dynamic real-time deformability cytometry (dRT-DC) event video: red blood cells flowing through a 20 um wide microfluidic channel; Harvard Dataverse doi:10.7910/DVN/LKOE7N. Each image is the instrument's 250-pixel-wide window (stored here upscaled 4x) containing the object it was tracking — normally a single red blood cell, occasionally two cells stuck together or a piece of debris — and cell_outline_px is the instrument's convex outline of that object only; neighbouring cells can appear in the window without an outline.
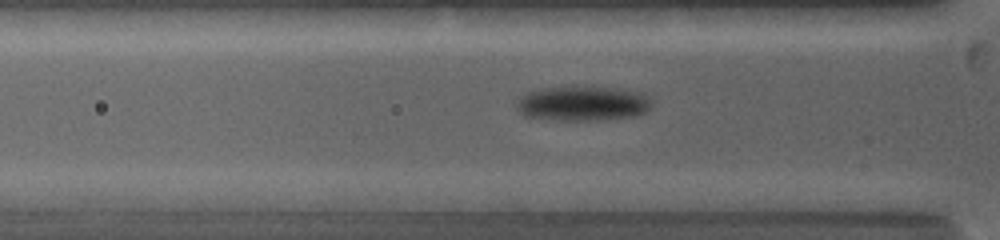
{"species": "common noctule bat (a hibernating species)", "species_latin": "Nyctalus noctula", "temperature_condition": "warm", "stored_images_in_passage": 29, "camera_frame_rate_fps": 5000, "um_per_image_px": 0.085, "animal": {"sex": "female", "body_mass_g": 19.0, "forearm_length_mm": 53.3}, "frame": {"image": 1, "passage_image": 6, "time_ms": 2.4, "image_size_px": [1000, 240], "cell_outline_px": [[652, 108], [636, 116], [596, 120], [560, 120], [524, 116], [516, 108], [516, 100], [524, 92], [540, 88], [572, 84], [592, 84], [620, 88], [644, 92], [652, 100]], "centroid_in_image_um": [49.54, 8.73], "position_along_channel_um": 76.3, "area_um2": 28.9}}
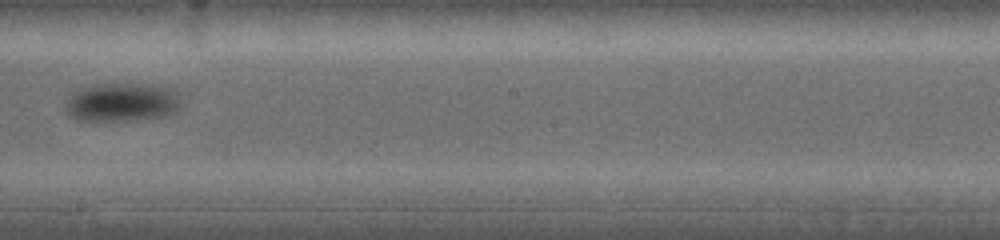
{"frame": {"image": 2, "passage_image": 15, "time_ms": 6.6, "image_size_px": [1000, 240], "cell_outline_px": [[180, 108], [172, 112], [160, 116], [136, 120], [76, 120], [68, 112], [68, 100], [72, 92], [76, 88], [92, 84], [144, 84], [176, 88], [180, 104]], "centroid_in_image_um": [10.37, 8.66], "position_along_channel_um": 237.8, "area_um2": 25.89}}
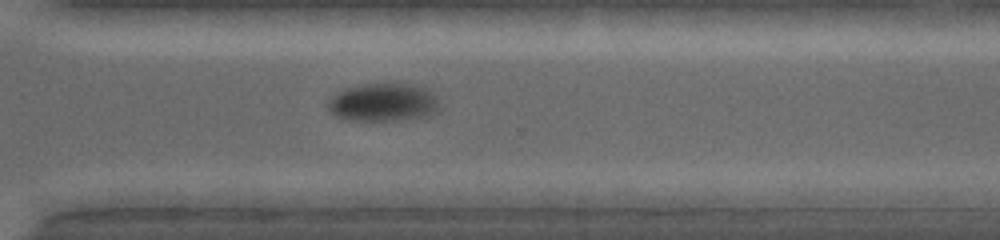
{"frame": {"image": 3, "passage_image": 21, "time_ms": 9.2, "image_size_px": [1000, 240], "cell_outline_px": [[440, 108], [436, 112], [428, 116], [404, 120], [348, 120], [336, 116], [328, 108], [328, 100], [332, 96], [348, 88], [372, 84], [412, 84], [424, 88], [432, 92], [436, 96], [440, 104]], "centroid_in_image_um": [32.64, 8.72], "position_along_channel_um": 338.0, "area_um2": 24.57}, "authors_computed_cell_mechanics": {"area_um2": 25.2008, "velocity_mm_per_s": 3.8493, "shape_relaxation_time_tau1_ms": 3.4878, "shape_relaxation_time_tau2_ms": null, "deformation_change_tau1": 0.1228, "deformation_change_tau2": null}}